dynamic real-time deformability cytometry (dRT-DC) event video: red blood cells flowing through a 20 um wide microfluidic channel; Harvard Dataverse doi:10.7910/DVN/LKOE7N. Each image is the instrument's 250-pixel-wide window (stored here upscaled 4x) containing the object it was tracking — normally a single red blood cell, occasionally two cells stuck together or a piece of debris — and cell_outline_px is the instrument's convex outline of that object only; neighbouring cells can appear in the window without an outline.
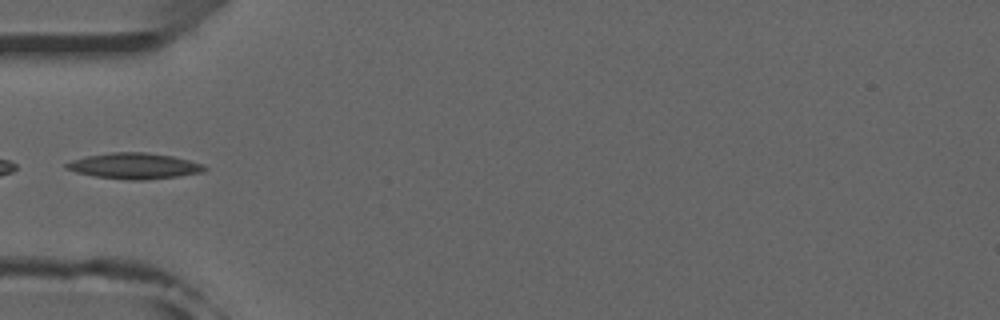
{"species": "common noctule bat (a hibernating species)", "species_latin": "Nyctalus noctula", "temperature_condition": "room temperature", "stored_images_in_passage": 35, "camera_frame_rate_fps": 3000, "um_per_image_px": 0.085, "animal": {"sex": "male", "forearm_length_mm": 52.5}, "frame": {"image": 1, "passage_image": 1, "time_ms": 0.0, "image_size_px": [1000, 320], "cell_outline_px": [[208, 168], [204, 172], [176, 176], [144, 180], [128, 180], [96, 176], [76, 172], [64, 168], [64, 164], [72, 160], [88, 156], [112, 152], [148, 152], [172, 156], [204, 164]], "centroid_in_image_um": [11.43, 14.1], "position_along_channel_um": 73.6, "area_um2": 20.75}}
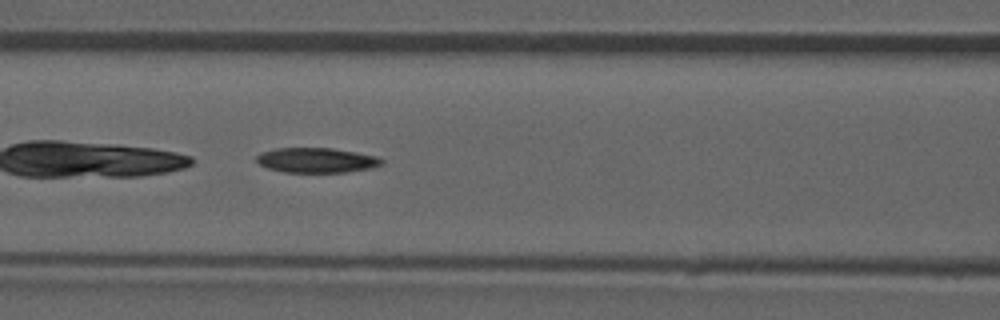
{"frame": {"image": 2, "passage_image": 6, "time_ms": 1.667, "image_size_px": [1000, 320], "cell_outline_px": [[384, 164], [376, 168], [348, 172], [284, 172], [268, 168], [260, 164], [256, 160], [256, 156], [260, 152], [276, 148], [332, 148], [356, 152], [376, 156], [384, 160]], "centroid_in_image_um": [26.95, 13.62], "position_along_channel_um": 139.6, "area_um2": 18.38}}